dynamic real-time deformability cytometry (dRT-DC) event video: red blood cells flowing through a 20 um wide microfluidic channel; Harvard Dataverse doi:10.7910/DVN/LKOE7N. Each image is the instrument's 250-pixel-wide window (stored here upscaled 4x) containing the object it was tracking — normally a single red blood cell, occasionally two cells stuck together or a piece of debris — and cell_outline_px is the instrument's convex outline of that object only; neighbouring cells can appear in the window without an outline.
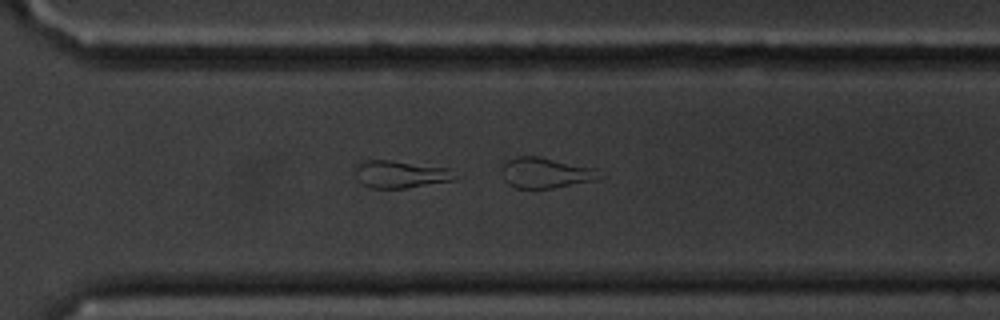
{"species": "common noctule bat (a hibernating species)", "species_latin": "Nyctalus noctula", "temperature_condition": "cold", "stored_images_in_passage": 44, "camera_frame_rate_fps": 3000, "um_per_image_px": 0.085, "animal": {"sex": "male", "body_mass_g": 20.1, "forearm_length_mm": 53.5}, "frame": {"image": 1, "passage_image": 42, "time_ms": 13.667, "image_size_px": [1000, 320], "cell_outline_px": [[464, 176], [456, 180], [404, 188], [372, 188], [364, 184], [356, 176], [352, 168], [364, 160], [392, 160], [448, 168]], "centroid_in_image_um": [34.11, 14.8], "position_along_channel_um": 336.5, "area_um2": 16.18}}